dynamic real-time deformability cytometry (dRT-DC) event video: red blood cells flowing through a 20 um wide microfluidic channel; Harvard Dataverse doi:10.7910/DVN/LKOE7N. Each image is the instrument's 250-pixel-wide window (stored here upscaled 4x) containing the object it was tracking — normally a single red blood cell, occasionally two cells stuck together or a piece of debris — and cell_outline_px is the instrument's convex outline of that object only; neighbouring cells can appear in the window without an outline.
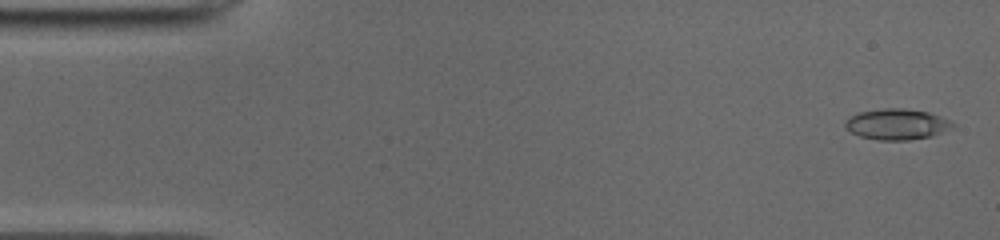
{"species": "common noctule bat (a hibernating species)", "species_latin": "Nyctalus noctula", "temperature_condition": "cold", "stored_images_in_passage": 13, "camera_frame_rate_fps": 3000, "um_per_image_px": 0.085, "animal": {"sex": "male", "body_mass_g": 19.0, "forearm_length_mm": 50.8}, "frame": {"image": 1, "passage_image": 2, "time_ms": 0.333, "image_size_px": [1000, 240], "cell_outline_px": [[956, 124], [952, 128], [932, 136], [908, 140], [876, 140], [860, 136], [844, 128], [844, 120], [856, 112], [884, 108], [904, 108], [928, 112], [952, 120]], "centroid_in_image_um": [76.22, 10.55], "position_along_channel_um": 8.8, "area_um2": 19.59}}
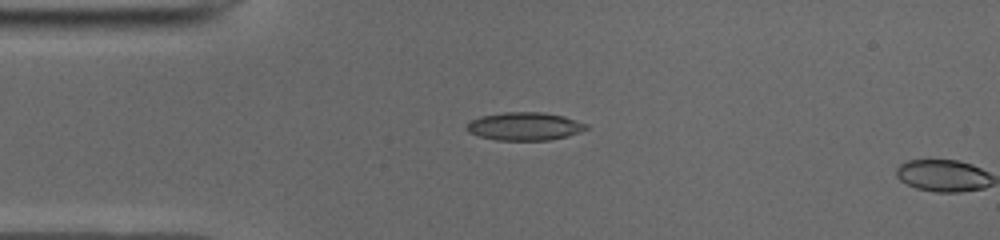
{"frame": {"image": 2, "passage_image": 12, "time_ms": 3.667, "image_size_px": [1000, 240], "cell_outline_px": [[588, 128], [580, 132], [568, 136], [548, 140], [496, 140], [480, 136], [468, 132], [464, 128], [472, 120], [480, 116], [504, 112], [544, 112], [564, 116], [588, 124]], "centroid_in_image_um": [44.6, 10.73], "position_along_channel_um": 40.4, "area_um2": 19.59}}